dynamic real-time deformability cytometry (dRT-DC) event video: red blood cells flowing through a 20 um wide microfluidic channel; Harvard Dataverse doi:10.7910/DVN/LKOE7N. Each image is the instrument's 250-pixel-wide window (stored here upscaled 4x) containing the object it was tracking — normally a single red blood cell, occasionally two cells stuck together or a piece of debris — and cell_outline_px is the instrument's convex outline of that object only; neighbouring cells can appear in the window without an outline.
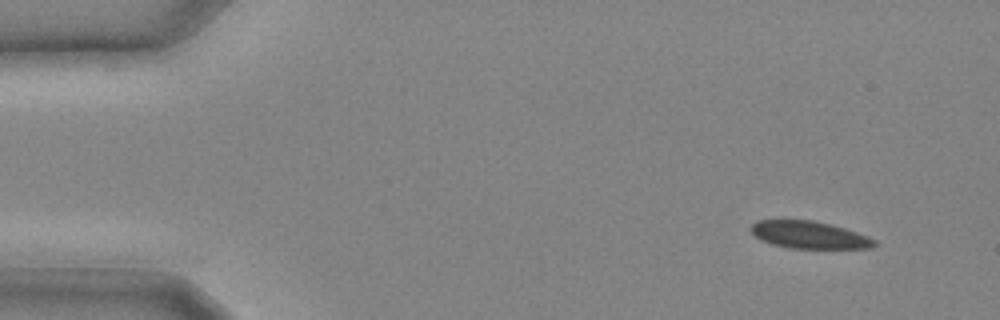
{"species": "common noctule bat (a hibernating species)", "species_latin": "Nyctalus noctula", "temperature_condition": "cold", "stored_images_in_passage": 12, "camera_frame_rate_fps": 3000, "um_per_image_px": 0.085, "animal": {"sex": "male", "body_mass_g": 20.4}, "frame": {"image": 1, "passage_image": 1, "time_ms": 0.0, "image_size_px": [1000, 320], "cell_outline_px": [[880, 244], [872, 248], [788, 248], [772, 244], [760, 240], [748, 228], [756, 220], [812, 220], [832, 224], [868, 236], [876, 240]], "centroid_in_image_um": [68.79, 19.96], "position_along_channel_um": 16.2, "area_um2": 19.83}}
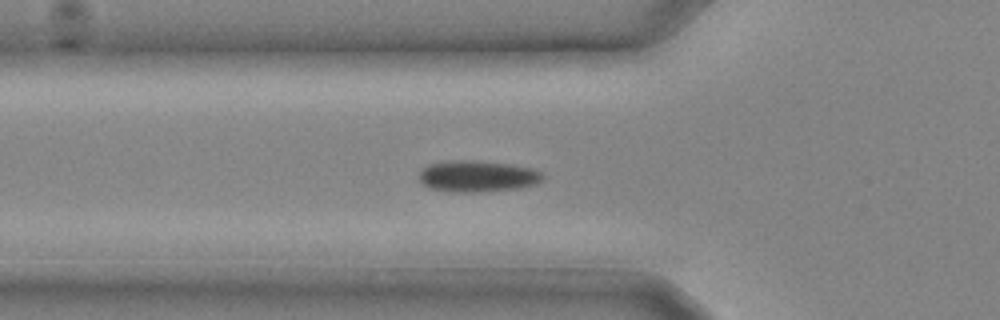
{"frame": {"image": 2, "passage_image": 8, "time_ms": 2.333, "image_size_px": [1000, 320], "cell_outline_px": [[544, 176], [536, 184], [516, 188], [480, 192], [456, 192], [428, 188], [420, 180], [420, 172], [428, 164], [448, 160], [476, 160], [512, 164], [532, 168], [544, 172]], "centroid_in_image_um": [40.6, 14.96], "position_along_channel_um": 85.2, "area_um2": 22.72}}
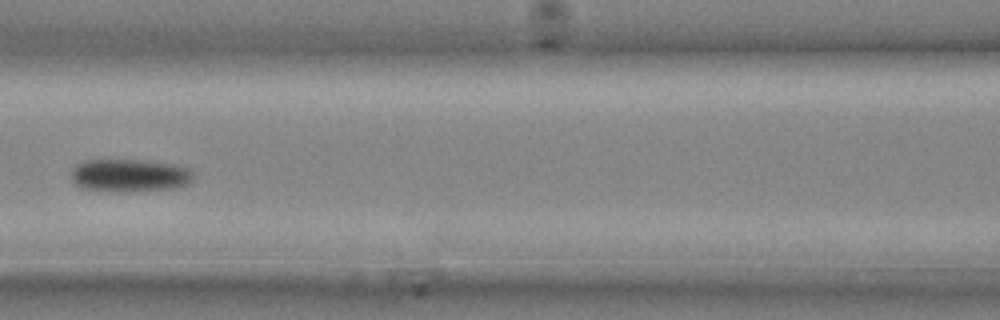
{"frame": {"image": 3, "passage_image": 11, "time_ms": 3.333, "image_size_px": [1000, 320], "cell_outline_px": [[192, 180], [188, 184], [176, 188], [132, 192], [128, 192], [80, 188], [72, 180], [72, 168], [76, 164], [84, 160], [148, 160], [176, 164], [192, 168]], "centroid_in_image_um": [11.06, 14.9], "position_along_channel_um": 155.5, "area_um2": 23.76}}